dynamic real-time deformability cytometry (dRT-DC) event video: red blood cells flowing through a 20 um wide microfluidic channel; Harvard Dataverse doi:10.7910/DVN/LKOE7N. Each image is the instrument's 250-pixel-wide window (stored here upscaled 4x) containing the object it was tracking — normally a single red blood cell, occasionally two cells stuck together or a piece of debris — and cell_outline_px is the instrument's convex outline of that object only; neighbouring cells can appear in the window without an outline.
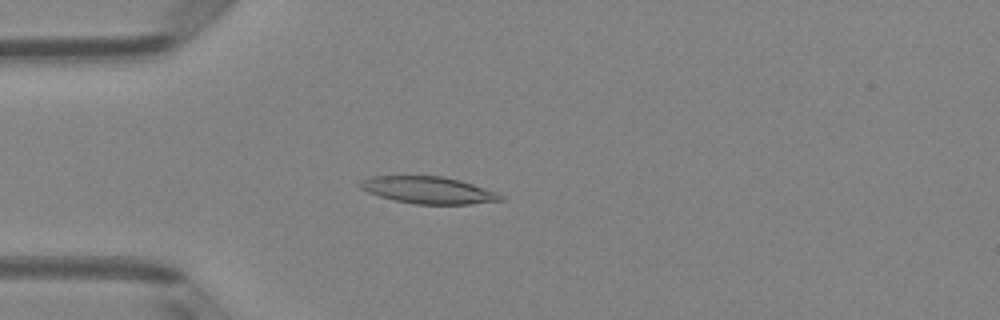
{"species": "Egyptian fruit bat (a non-hibernating species)", "species_latin": "Rousettus aegyptiacus", "temperature_condition": "room temperature", "stored_images_in_passage": 40, "camera_frame_rate_fps": 3000, "um_per_image_px": 0.085, "animal": {"sex": "female"}, "frame": {"image": 1, "passage_image": 3, "time_ms": 0.667, "image_size_px": [1000, 320], "cell_outline_px": [[504, 200], [472, 204], [416, 204], [396, 200], [380, 196], [368, 192], [360, 188], [356, 184], [360, 180], [368, 176], [444, 176], [460, 180], [496, 192], [504, 196]], "centroid_in_image_um": [36.38, 16.15], "position_along_channel_um": 48.6, "area_um2": 22.14}}
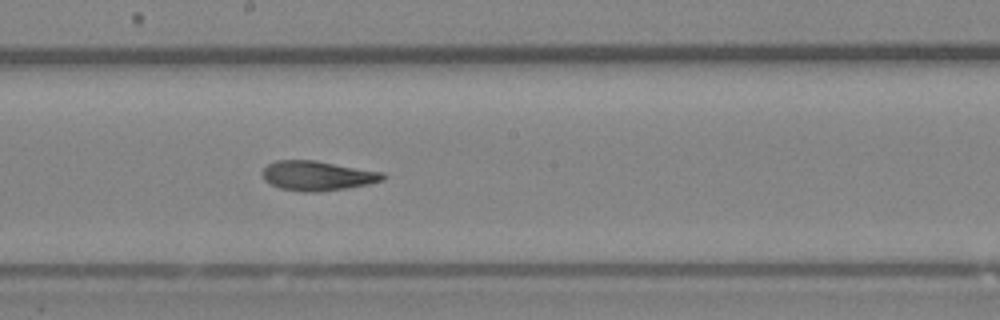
{"frame": {"image": 2, "passage_image": 17, "time_ms": 5.333, "image_size_px": [1000, 320], "cell_outline_px": [[388, 176], [384, 180], [368, 184], [348, 188], [320, 192], [304, 192], [280, 188], [264, 180], [260, 172], [268, 164], [276, 160], [316, 160], [384, 172]], "centroid_in_image_um": [27.01, 14.93], "position_along_channel_um": 221.2, "area_um2": 21.1}}
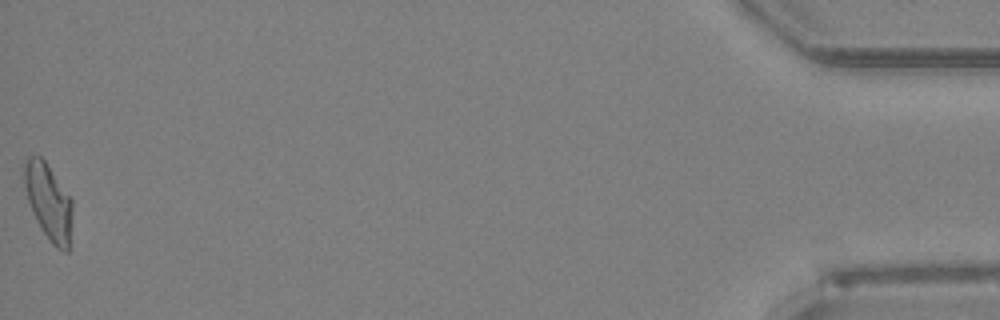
{"frame": {"image": 3, "passage_image": 40, "time_ms": 13.0, "image_size_px": [1000, 320], "cell_outline_px": [[72, 208], [68, 252], [64, 252], [56, 248], [52, 244], [40, 228], [32, 212], [28, 200], [24, 184], [24, 164], [28, 156], [40, 156], [44, 160], [72, 200]], "centroid_in_image_um": [4.11, 17.17], "position_along_channel_um": 431.1, "area_um2": 21.04}, "authors_computed_cell_mechanics": {"area_um2": 20.8369, "velocity_mm_per_s": 4.0013, "shape_relaxation_time_tau1_ms": 6.7428, "shape_relaxation_time_tau2_ms": 2.1919, "deformation_change_tau1": 0.2289, "deformation_change_tau2": 0.1083}}